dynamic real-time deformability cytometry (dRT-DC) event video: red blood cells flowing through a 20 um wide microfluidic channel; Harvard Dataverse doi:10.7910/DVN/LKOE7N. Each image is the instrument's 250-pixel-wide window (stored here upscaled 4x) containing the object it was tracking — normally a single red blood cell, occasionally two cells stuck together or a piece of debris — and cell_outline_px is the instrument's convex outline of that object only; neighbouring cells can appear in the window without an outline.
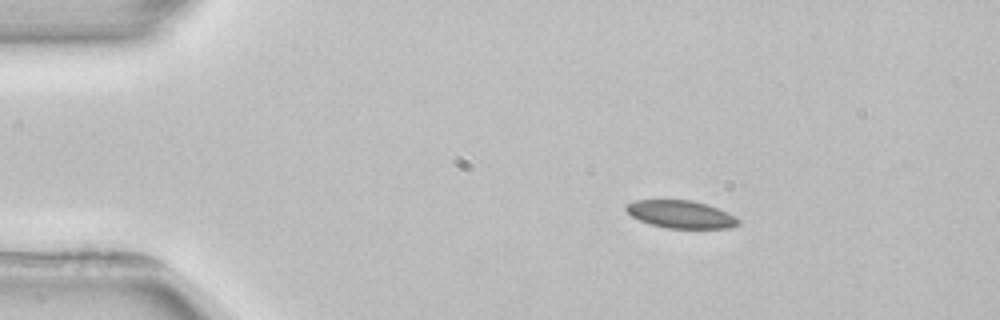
{"species": "common noctule bat (a hibernating species)", "species_latin": "Nyctalus noctula", "temperature_condition": "room temperature", "stored_images_in_passage": 4, "camera_frame_rate_fps": 3000, "um_per_image_px": 0.085, "animal": {"sex": "female", "body_mass_g": 22.7, "forearm_length_mm": 54.2}, "frame": {"image": 1, "passage_image": 1, "time_ms": 0.0, "image_size_px": [1000, 320], "cell_outline_px": [[740, 224], [728, 228], [664, 228], [640, 220], [632, 216], [624, 208], [624, 204], [636, 200], [692, 200], [728, 212], [736, 216], [740, 220]], "centroid_in_image_um": [57.87, 18.22], "position_along_channel_um": 27.1, "area_um2": 18.03}}
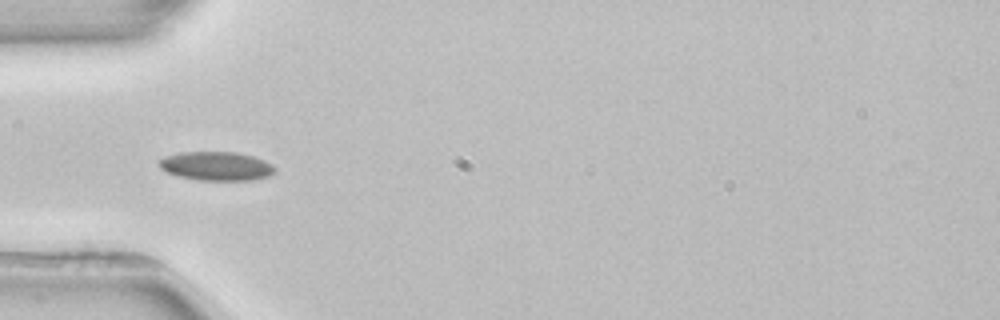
{"frame": {"image": 2, "passage_image": 3, "time_ms": 2.667, "image_size_px": [1000, 320], "cell_outline_px": [[276, 172], [268, 176], [252, 180], [200, 180], [180, 176], [168, 172], [160, 168], [160, 160], [164, 156], [180, 152], [236, 152], [252, 156], [264, 160], [272, 164], [276, 168]], "centroid_in_image_um": [18.42, 14.11], "position_along_channel_um": 66.6, "area_um2": 19.36}}